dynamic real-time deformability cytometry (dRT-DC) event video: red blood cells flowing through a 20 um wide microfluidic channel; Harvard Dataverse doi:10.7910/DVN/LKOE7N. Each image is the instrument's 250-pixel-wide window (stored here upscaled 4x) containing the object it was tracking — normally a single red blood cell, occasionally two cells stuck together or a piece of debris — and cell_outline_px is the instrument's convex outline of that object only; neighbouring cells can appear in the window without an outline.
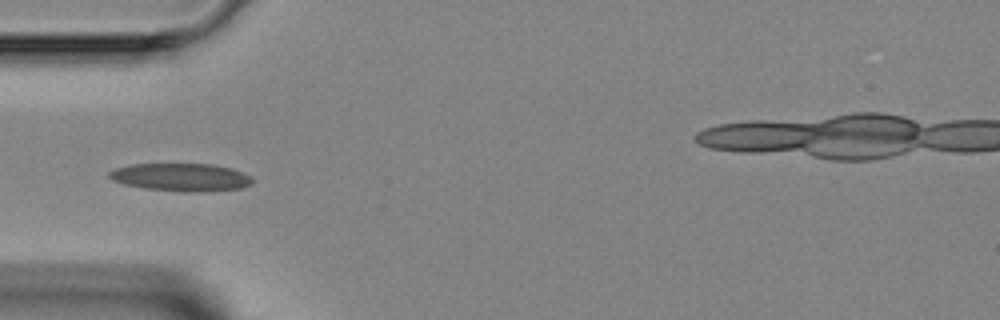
{"species": "Egyptian fruit bat (a non-hibernating species)", "species_latin": "Rousettus aegyptiacus", "temperature_condition": "room temperature", "stored_images_in_passage": 4, "camera_frame_rate_fps": 3000, "um_per_image_px": 0.085, "animal": {"sex": "female"}, "frame": {"image": 1, "passage_image": 4, "time_ms": 3.667, "image_size_px": [1000, 320], "cell_outline_px": [[252, 184], [240, 188], [208, 192], [184, 192], [144, 188], [124, 184], [112, 180], [108, 176], [108, 172], [116, 168], [132, 164], [212, 164], [232, 168], [252, 176]], "centroid_in_image_um": [15.41, 15.07], "position_along_channel_um": 69.6, "area_um2": 23.41}}